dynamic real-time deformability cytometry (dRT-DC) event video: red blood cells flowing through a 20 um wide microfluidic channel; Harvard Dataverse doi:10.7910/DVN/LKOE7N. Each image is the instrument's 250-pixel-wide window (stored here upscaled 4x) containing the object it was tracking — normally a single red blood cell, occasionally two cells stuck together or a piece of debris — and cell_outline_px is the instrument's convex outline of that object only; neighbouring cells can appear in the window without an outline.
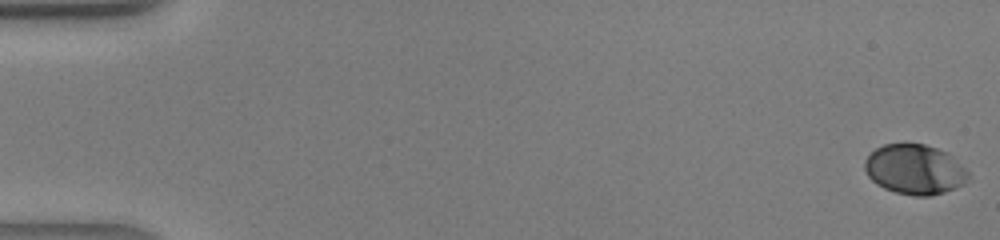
{"species": "human", "species_latin": "Homo sapiens", "temperature_condition": "warm", "stored_images_in_passage": 42, "camera_frame_rate_fps": 3000, "um_per_image_px": 0.085, "donor": {"sex": "male"}, "frame": {"image": 1, "passage_image": 1, "time_ms": 0.0, "image_size_px": [1000, 240], "cell_outline_px": [[968, 180], [964, 184], [956, 188], [932, 196], [912, 196], [896, 192], [884, 188], [876, 184], [868, 176], [864, 168], [864, 160], [876, 148], [884, 144], [924, 144], [948, 152], [968, 172]], "centroid_in_image_um": [77.75, 14.41], "position_along_channel_um": 7.3, "area_um2": 30.17}}
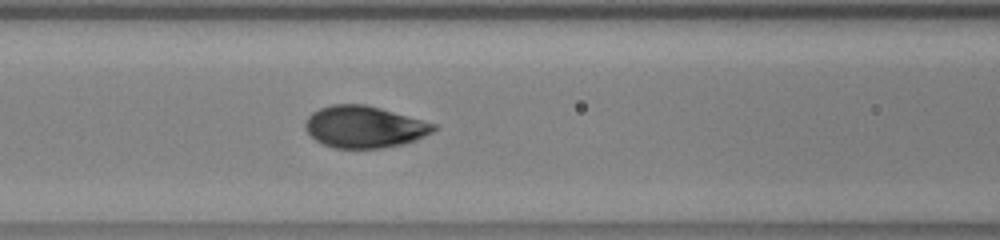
{"frame": {"image": 2, "passage_image": 19, "time_ms": 6.0, "image_size_px": [1000, 240], "cell_outline_px": [[440, 128], [416, 140], [404, 144], [384, 148], [332, 148], [316, 140], [304, 128], [304, 124], [308, 116], [312, 112], [320, 108], [332, 104], [364, 104], [380, 108], [436, 124]], "centroid_in_image_um": [30.97, 10.79], "position_along_channel_um": 135.6, "area_um2": 31.33}}
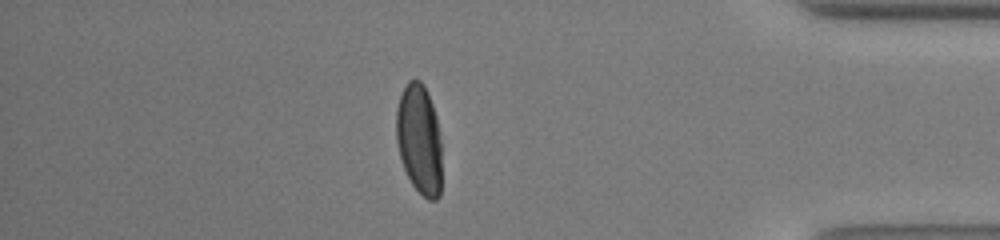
{"frame": {"image": 3, "passage_image": 37, "time_ms": 12.0, "image_size_px": [1000, 240], "cell_outline_px": [[440, 196], [436, 200], [428, 200], [412, 184], [404, 168], [400, 156], [396, 140], [396, 108], [400, 96], [408, 80], [420, 80], [424, 84], [428, 92], [436, 116], [440, 136]], "centroid_in_image_um": [35.62, 11.81], "position_along_channel_um": 399.6, "area_um2": 29.07}}